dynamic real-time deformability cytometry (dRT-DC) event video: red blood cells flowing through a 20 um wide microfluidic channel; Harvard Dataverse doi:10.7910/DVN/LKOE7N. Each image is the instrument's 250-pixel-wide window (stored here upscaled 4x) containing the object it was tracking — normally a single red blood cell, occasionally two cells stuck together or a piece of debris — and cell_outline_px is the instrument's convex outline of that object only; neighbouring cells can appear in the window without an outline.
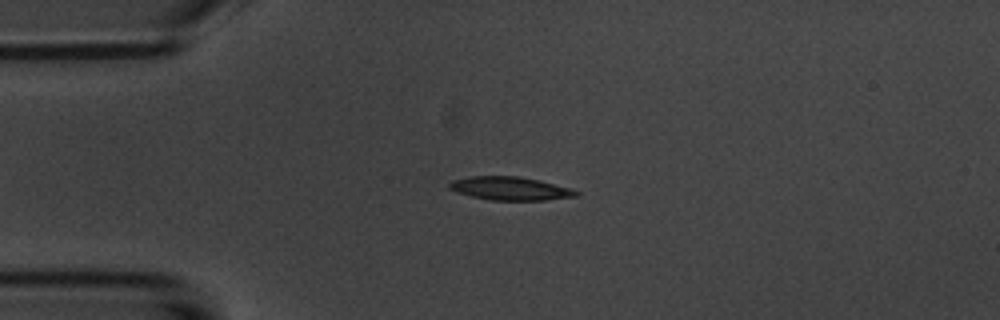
{"species": "common noctule bat (a hibernating species)", "species_latin": "Nyctalus noctula", "temperature_condition": "room temperature", "stored_images_in_passage": 6, "camera_frame_rate_fps": 3000, "um_per_image_px": 0.085, "animal": {"sex": "male", "body_mass_g": 20.1, "forearm_length_mm": 53.5}, "frame": {"image": 1, "passage_image": 3, "time_ms": 2.0, "image_size_px": [1000, 320], "cell_outline_px": [[580, 196], [544, 200], [492, 200], [472, 196], [456, 192], [448, 188], [448, 184], [452, 180], [468, 176], [516, 176], [540, 180], [572, 188], [580, 192]], "centroid_in_image_um": [43.39, 16.01], "position_along_channel_um": 41.6, "area_um2": 17.4}}
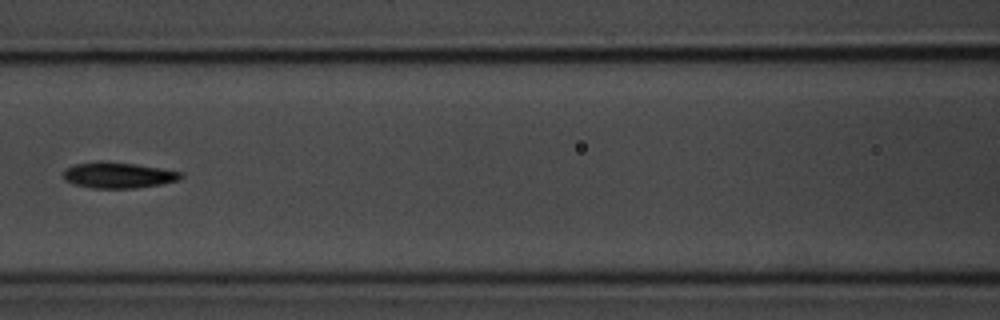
{"frame": {"image": 2, "passage_image": 6, "time_ms": 5.667, "image_size_px": [1000, 320], "cell_outline_px": [[184, 176], [180, 180], [160, 184], [132, 188], [92, 188], [76, 184], [64, 180], [64, 168], [76, 164], [100, 160], [136, 164], [184, 172]], "centroid_in_image_um": [10.07, 14.87], "position_along_channel_um": 156.5, "area_um2": 17.8}}